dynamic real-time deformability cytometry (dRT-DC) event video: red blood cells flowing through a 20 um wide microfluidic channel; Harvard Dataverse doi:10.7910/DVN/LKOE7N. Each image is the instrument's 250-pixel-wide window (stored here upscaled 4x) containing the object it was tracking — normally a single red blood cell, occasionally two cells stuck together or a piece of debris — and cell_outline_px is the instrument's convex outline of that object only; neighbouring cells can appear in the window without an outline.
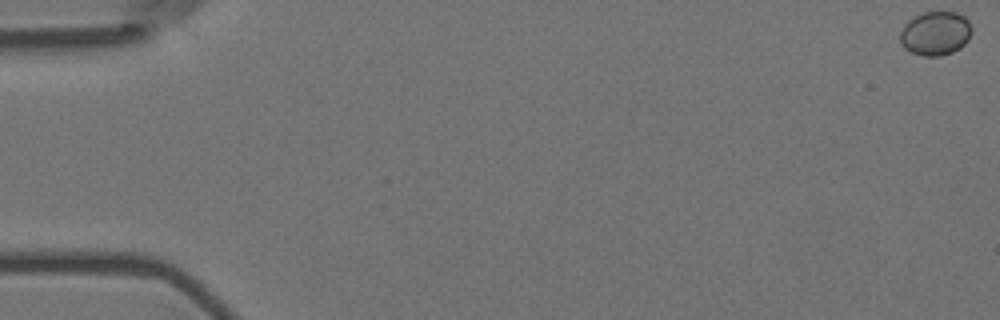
{"species": "Egyptian fruit bat (a non-hibernating species)", "species_latin": "Rousettus aegyptiacus", "temperature_condition": "room temperature", "stored_images_in_passage": 6, "camera_frame_rate_fps": 3000, "um_per_image_px": 0.085, "animal": {"sex": "female"}, "frame": {"image": 1, "passage_image": 1, "time_ms": 0.0, "image_size_px": [1000, 320], "cell_outline_px": [[972, 32], [968, 40], [960, 48], [952, 52], [940, 56], [924, 56], [912, 52], [904, 48], [900, 40], [900, 32], [904, 24], [908, 20], [924, 12], [956, 12], [964, 16], [968, 20], [972, 28]], "centroid_in_image_um": [79.52, 2.83], "position_along_channel_um": 5.5, "area_um2": 18.38}}
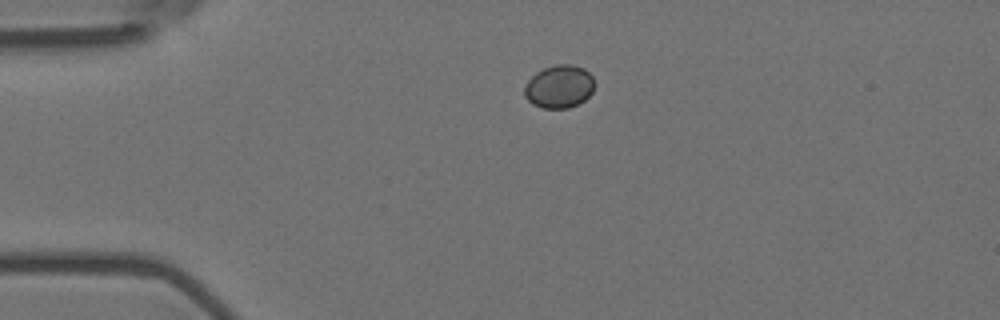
{"frame": {"image": 2, "passage_image": 5, "time_ms": 1.333, "image_size_px": [1000, 320], "cell_outline_px": [[596, 84], [592, 92], [584, 100], [568, 108], [544, 108], [532, 104], [524, 96], [524, 84], [536, 72], [544, 68], [556, 64], [572, 64], [584, 68], [592, 76]], "centroid_in_image_um": [47.53, 7.35], "position_along_channel_um": 37.5, "area_um2": 17.69}}
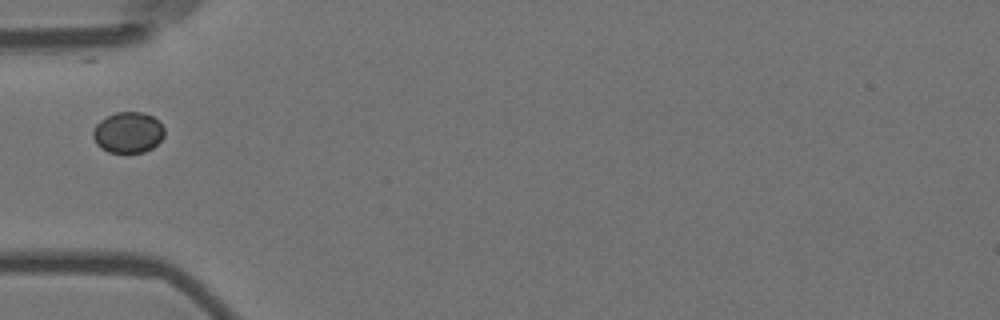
{"frame": {"image": 3, "passage_image": 6, "time_ms": 1.667, "image_size_px": [1000, 320], "cell_outline_px": [[164, 136], [152, 148], [144, 152], [108, 152], [100, 148], [96, 144], [92, 136], [92, 132], [96, 124], [100, 120], [116, 112], [140, 112], [152, 116], [164, 128]], "centroid_in_image_um": [10.85, 11.27], "position_along_channel_um": 74.1, "area_um2": 16.94}}